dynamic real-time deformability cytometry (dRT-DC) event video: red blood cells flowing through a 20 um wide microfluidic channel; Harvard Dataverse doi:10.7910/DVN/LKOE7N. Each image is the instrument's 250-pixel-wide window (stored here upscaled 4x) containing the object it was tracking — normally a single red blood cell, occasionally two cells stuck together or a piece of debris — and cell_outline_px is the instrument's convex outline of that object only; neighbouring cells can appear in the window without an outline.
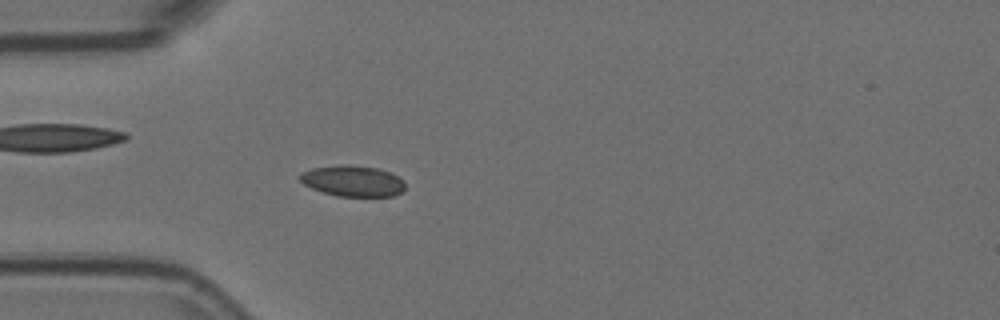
{"species": "Egyptian fruit bat (a non-hibernating species)", "species_latin": "Rousettus aegyptiacus", "temperature_condition": "room temperature", "stored_images_in_passage": 56, "camera_frame_rate_fps": 3000, "um_per_image_px": 0.085, "animal": {"sex": "female"}, "frame": {"image": 1, "passage_image": 16, "time_ms": 5.0, "image_size_px": [1000, 320], "cell_outline_px": [[404, 188], [400, 192], [392, 196], [336, 196], [312, 188], [304, 184], [300, 180], [300, 172], [312, 168], [344, 164], [348, 164], [376, 168], [392, 172], [404, 180]], "centroid_in_image_um": [29.99, 15.37], "position_along_channel_um": 55.0, "area_um2": 18.96}}
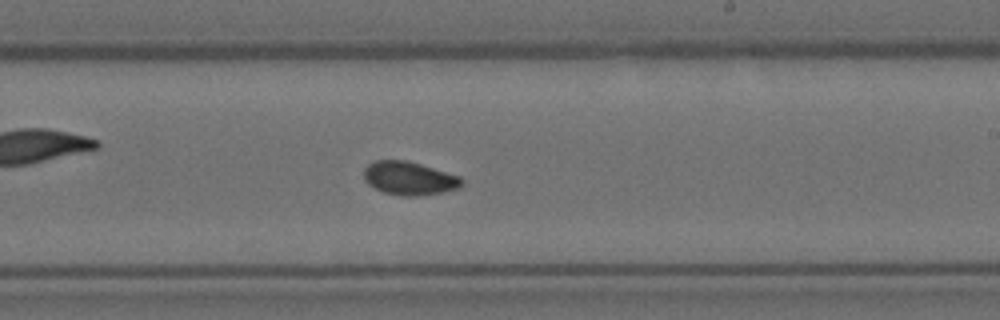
{"frame": {"image": 2, "passage_image": 33, "time_ms": 10.667, "image_size_px": [1000, 320], "cell_outline_px": [[464, 184], [460, 188], [444, 192], [416, 196], [400, 196], [384, 192], [368, 184], [364, 180], [364, 168], [368, 164], [376, 160], [408, 160], [460, 176], [464, 180]], "centroid_in_image_um": [34.81, 15.15], "position_along_channel_um": 254.2, "area_um2": 19.25}}
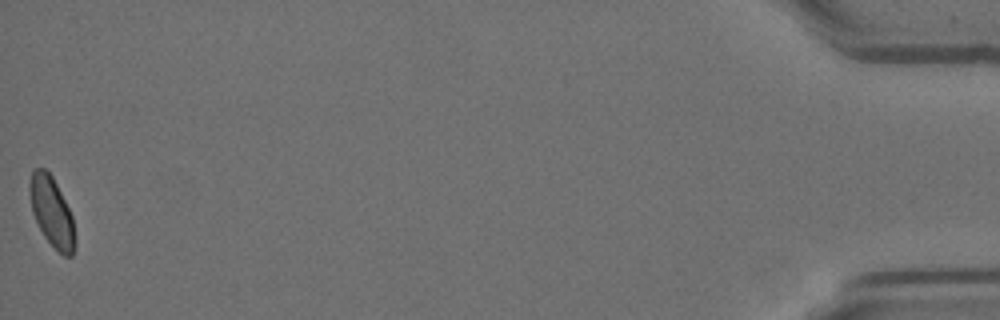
{"frame": {"image": 3, "passage_image": 56, "time_ms": 18.333, "image_size_px": [1000, 320], "cell_outline_px": [[76, 244], [72, 256], [64, 256], [44, 236], [32, 212], [28, 188], [28, 184], [32, 168], [44, 168], [52, 176], [72, 216]], "centroid_in_image_um": [4.38, 17.98], "position_along_channel_um": 430.8, "area_um2": 18.21}, "authors_computed_cell_mechanics": {"area_um2": 18.5538, "velocity_mm_per_s": 3.6191, "shape_relaxation_time_tau1_ms": null, "shape_relaxation_time_tau2_ms": 5.6983, "deformation_change_tau1": null, "deformation_change_tau2": 0.0949}}